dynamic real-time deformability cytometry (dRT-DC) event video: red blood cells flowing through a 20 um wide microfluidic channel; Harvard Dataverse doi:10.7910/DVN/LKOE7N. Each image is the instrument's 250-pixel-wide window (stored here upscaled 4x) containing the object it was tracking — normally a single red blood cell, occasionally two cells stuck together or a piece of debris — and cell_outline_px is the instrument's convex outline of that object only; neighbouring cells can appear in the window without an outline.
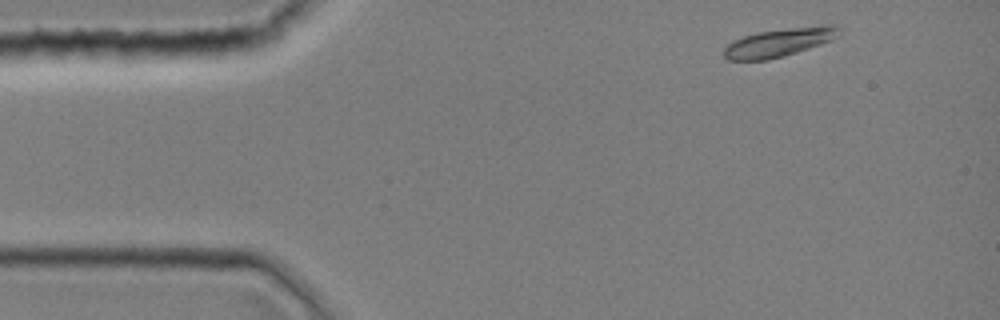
{"species": "common noctule bat (a hibernating species)", "species_latin": "Nyctalus noctula", "temperature_condition": "room temperature", "stored_images_in_passage": 39, "camera_frame_rate_fps": 3000, "um_per_image_px": 0.085, "animal": {"sex": "female", "body_mass_g": 19.0, "forearm_length_mm": 51.5}, "frame": {"image": 1, "passage_image": 2, "time_ms": 0.333, "image_size_px": [1000, 320], "cell_outline_px": [[840, 36], [832, 40], [784, 56], [768, 60], [728, 60], [724, 56], [724, 48], [732, 40], [756, 32], [824, 24], [836, 24], [840, 28]], "centroid_in_image_um": [66.26, 3.59], "position_along_channel_um": 18.7, "area_um2": 19.19}}
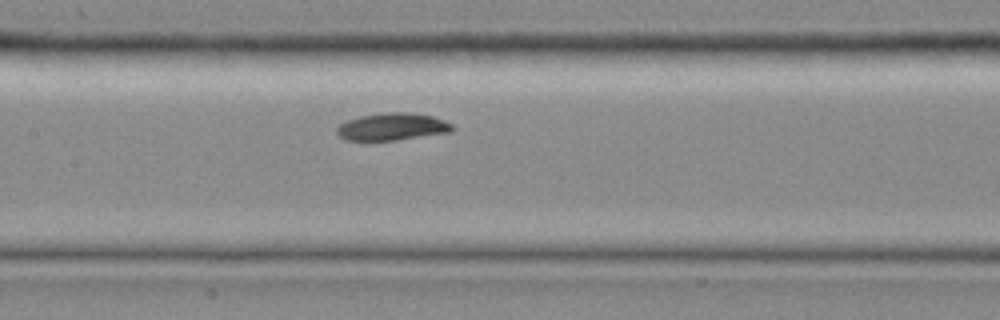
{"frame": {"image": 2, "passage_image": 18, "time_ms": 5.667, "image_size_px": [1000, 320], "cell_outline_px": [[456, 128], [448, 132], [396, 140], [344, 140], [336, 132], [336, 128], [340, 124], [348, 120], [360, 116], [380, 112], [408, 112], [432, 116], [444, 120], [452, 124]], "centroid_in_image_um": [33.32, 10.76], "position_along_channel_um": 174.1, "area_um2": 18.32}}
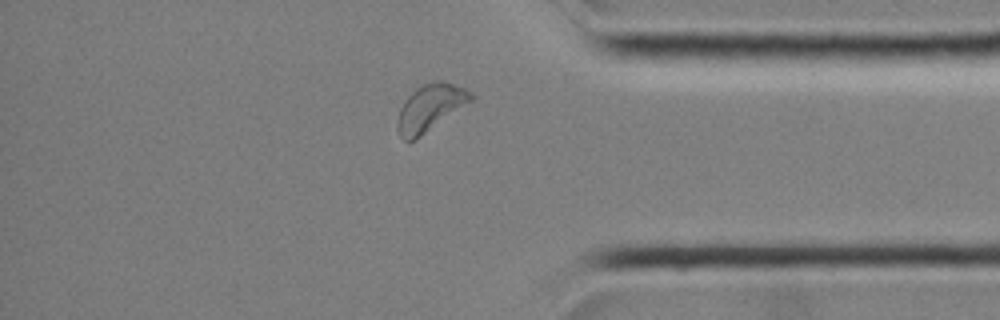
{"frame": {"image": 3, "passage_image": 34, "time_ms": 11.0, "image_size_px": [1000, 320], "cell_outline_px": [[476, 100], [416, 140], [404, 140], [400, 136], [396, 128], [396, 124], [400, 108], [408, 96], [416, 88], [424, 84], [436, 80], [444, 80], [464, 88], [472, 92], [476, 96]], "centroid_in_image_um": [36.63, 9.16], "position_along_channel_um": 398.6, "area_um2": 20.63}}